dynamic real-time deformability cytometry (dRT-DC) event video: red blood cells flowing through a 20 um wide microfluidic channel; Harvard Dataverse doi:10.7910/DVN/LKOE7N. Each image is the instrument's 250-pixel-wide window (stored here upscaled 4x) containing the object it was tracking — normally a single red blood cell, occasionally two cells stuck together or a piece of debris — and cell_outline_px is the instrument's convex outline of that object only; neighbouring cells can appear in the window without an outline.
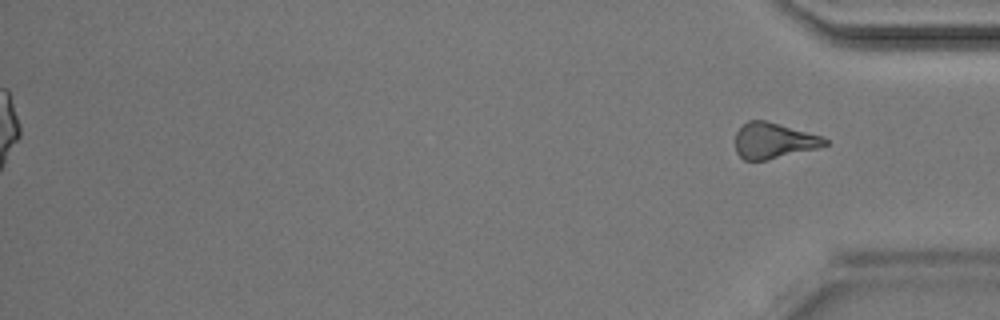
{"species": "Egyptian fruit bat (a non-hibernating species)", "species_latin": "Rousettus aegyptiacus", "temperature_condition": "room temperature", "stored_images_in_passage": 46, "segment_of_instrument_passage": [2, 2], "camera_frame_rate_fps": 3000, "um_per_image_px": 0.085, "animal": {"sex": "male"}, "frame": {"image": 1, "passage_image": 46, "time_ms": 15.0, "image_size_px": [1000, 320], "cell_outline_px": [[828, 144], [816, 148], [764, 160], [744, 160], [736, 152], [736, 132], [748, 120], [764, 120], [824, 136], [828, 140]], "centroid_in_image_um": [65.76, 11.94], "position_along_channel_um": 369.4, "area_um2": 18.38}}